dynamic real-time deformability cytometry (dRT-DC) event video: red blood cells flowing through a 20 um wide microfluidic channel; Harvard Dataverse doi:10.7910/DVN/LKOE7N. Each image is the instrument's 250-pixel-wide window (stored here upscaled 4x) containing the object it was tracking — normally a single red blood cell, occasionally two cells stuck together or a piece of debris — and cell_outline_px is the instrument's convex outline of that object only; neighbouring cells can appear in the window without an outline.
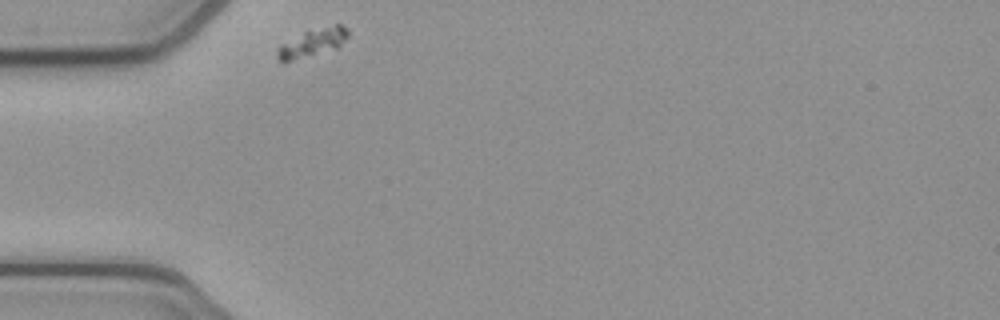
{"species": "common noctule bat (a hibernating species)", "species_latin": "Nyctalus noctula", "temperature_condition": "cold", "stored_images_in_passage": 32, "camera_frame_rate_fps": 3000, "um_per_image_px": 0.085, "animal": {"sex": "female", "body_mass_g": 21.9}, "frame": {"image": 1, "passage_image": 1, "time_ms": 0.0, "image_size_px": [1000, 320], "cell_outline_px": [[348, 36], [336, 48], [284, 64], [276, 56], [276, 48], [280, 44], [304, 32], [336, 24], [340, 24], [348, 28]], "centroid_in_image_um": [26.5, 3.66], "position_along_channel_um": 58.5, "area_um2": 11.56}}
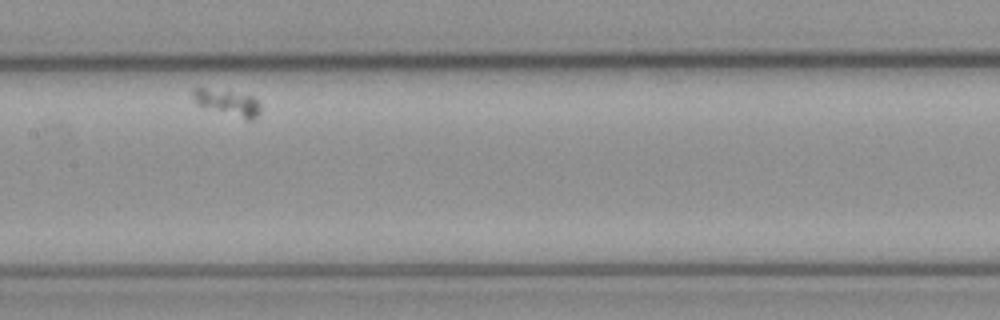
{"frame": {"image": 2, "passage_image": 14, "time_ms": 4.333, "image_size_px": [1000, 320], "cell_outline_px": [[260, 112], [252, 120], [244, 120], [204, 108], [196, 104], [192, 96], [192, 88], [204, 88], [252, 96], [260, 104]], "centroid_in_image_um": [19.31, 8.76], "position_along_channel_um": 188.1, "area_um2": 10.29}}
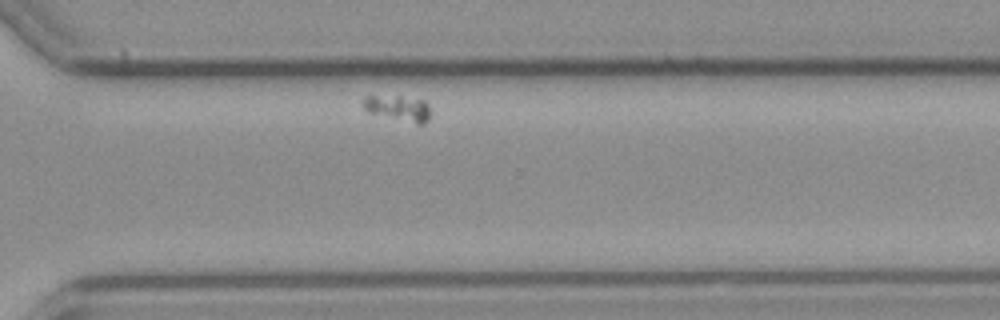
{"frame": {"image": 3, "passage_image": 28, "time_ms": 9.0, "image_size_px": [1000, 320], "cell_outline_px": [[428, 120], [424, 124], [416, 124], [368, 112], [364, 108], [360, 100], [364, 96], [400, 96], [424, 100], [428, 104]], "centroid_in_image_um": [33.81, 9.18], "position_along_channel_um": 336.8, "area_um2": 10.06}}